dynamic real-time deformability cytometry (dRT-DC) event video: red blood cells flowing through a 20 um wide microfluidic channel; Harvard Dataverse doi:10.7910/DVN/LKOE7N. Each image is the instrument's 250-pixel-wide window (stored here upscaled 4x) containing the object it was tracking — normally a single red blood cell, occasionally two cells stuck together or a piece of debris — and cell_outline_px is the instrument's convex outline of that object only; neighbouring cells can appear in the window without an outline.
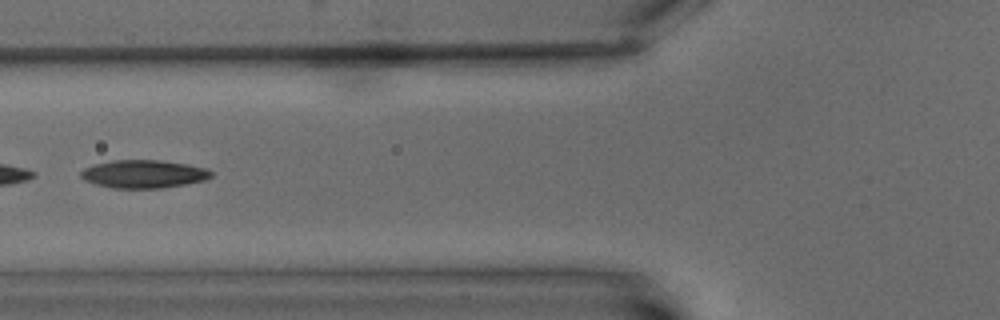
{"species": "common noctule bat (a hibernating species)", "species_latin": "Nyctalus noctula", "temperature_condition": "warm", "stored_images_in_passage": 7, "camera_frame_rate_fps": 3000, "um_per_image_px": 0.085, "animal": {"sex": "male", "body_mass_g": 15.6}, "frame": {"image": 1, "passage_image": 3, "time_ms": 2.0, "image_size_px": [1000, 320], "cell_outline_px": [[212, 176], [204, 180], [164, 188], [112, 188], [96, 184], [84, 180], [80, 176], [80, 172], [84, 168], [92, 164], [112, 160], [160, 160], [188, 164], [208, 168], [212, 172]], "centroid_in_image_um": [12.19, 14.78], "position_along_channel_um": 113.6, "area_um2": 21.44}}
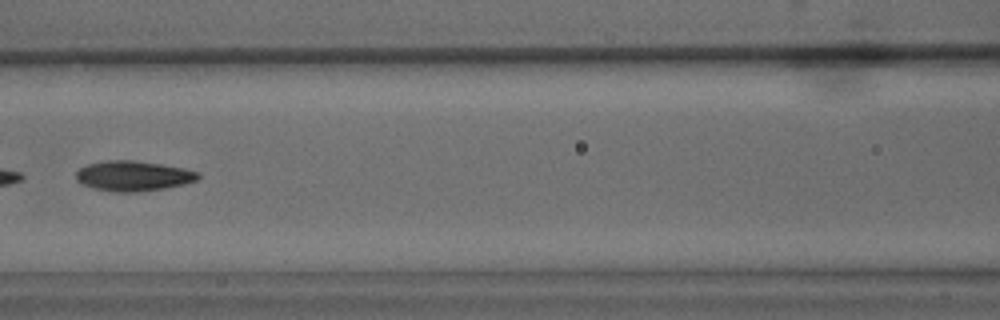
{"frame": {"image": 2, "passage_image": 4, "time_ms": 3.333, "image_size_px": [1000, 320], "cell_outline_px": [[200, 176], [196, 180], [184, 184], [164, 188], [136, 192], [116, 192], [96, 188], [80, 184], [76, 180], [76, 172], [80, 168], [88, 164], [104, 160], [132, 160], [160, 164], [184, 168], [200, 172]], "centroid_in_image_um": [11.32, 14.95], "position_along_channel_um": 155.3, "area_um2": 21.39}}